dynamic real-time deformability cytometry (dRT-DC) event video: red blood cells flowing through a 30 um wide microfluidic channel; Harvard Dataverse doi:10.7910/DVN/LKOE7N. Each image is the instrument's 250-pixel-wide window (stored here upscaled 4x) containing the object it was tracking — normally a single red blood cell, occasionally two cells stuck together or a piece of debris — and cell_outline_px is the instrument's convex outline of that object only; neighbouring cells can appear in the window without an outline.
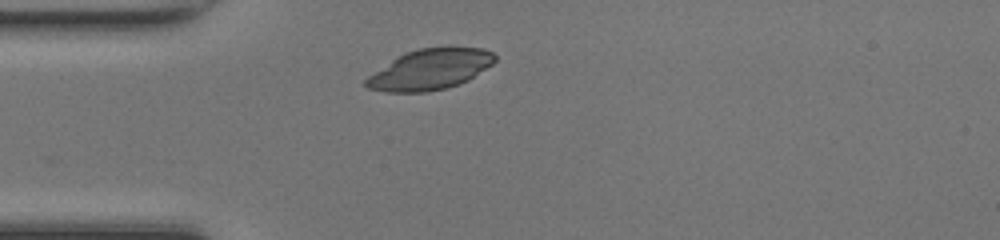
{"species": "common noctule bat (a hibernating species)", "species_latin": "Nyctalus noctula", "temperature_condition": "room temperature", "stored_images_in_passage": 37, "camera_frame_rate_fps": 3000, "um_per_image_px": 0.085, "animal": {"sex": "female", "body_mass_g": 17.0, "forearm_length_mm": 48.0}, "frame": {"image": 1, "passage_image": 1, "time_ms": 0.0, "image_size_px": [1000, 240], "cell_outline_px": [[496, 60], [492, 64], [468, 80], [448, 88], [428, 92], [384, 92], [368, 88], [364, 84], [364, 80], [368, 76], [404, 52], [420, 48], [448, 44], [484, 48], [492, 52], [496, 56]], "centroid_in_image_um": [36.59, 5.86], "position_along_channel_um": 48.4, "area_um2": 31.15}}
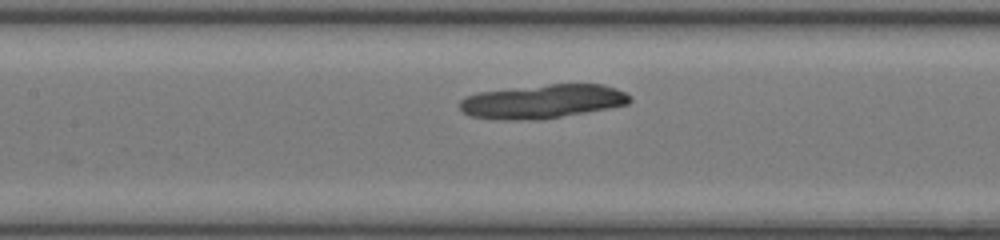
{"frame": {"image": 2, "passage_image": 10, "time_ms": 3.0, "image_size_px": [1000, 240], "cell_outline_px": [[632, 100], [628, 104], [540, 120], [504, 120], [472, 116], [464, 112], [460, 108], [460, 100], [468, 96], [480, 92], [548, 84], [604, 84], [616, 88], [632, 96]], "centroid_in_image_um": [46.15, 8.62], "position_along_channel_um": 161.2, "area_um2": 33.29}}
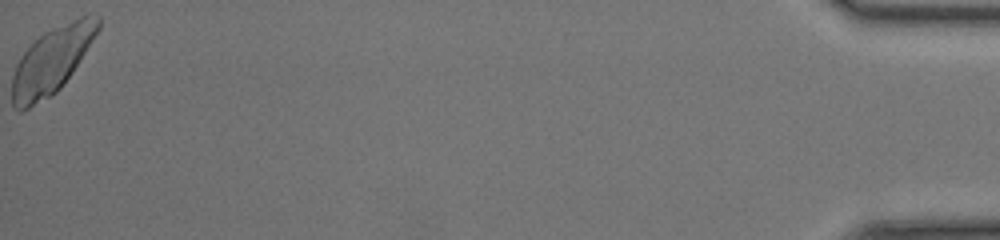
{"frame": {"image": 3, "passage_image": 37, "time_ms": 12.0, "image_size_px": [1000, 240], "cell_outline_px": [[100, 28], [72, 72], [60, 88], [52, 96], [20, 112], [12, 104], [12, 76], [16, 64], [20, 56], [44, 32], [52, 28], [88, 12], [100, 16]], "centroid_in_image_um": [4.4, 5.13], "position_along_channel_um": 430.8, "area_um2": 33.12}}